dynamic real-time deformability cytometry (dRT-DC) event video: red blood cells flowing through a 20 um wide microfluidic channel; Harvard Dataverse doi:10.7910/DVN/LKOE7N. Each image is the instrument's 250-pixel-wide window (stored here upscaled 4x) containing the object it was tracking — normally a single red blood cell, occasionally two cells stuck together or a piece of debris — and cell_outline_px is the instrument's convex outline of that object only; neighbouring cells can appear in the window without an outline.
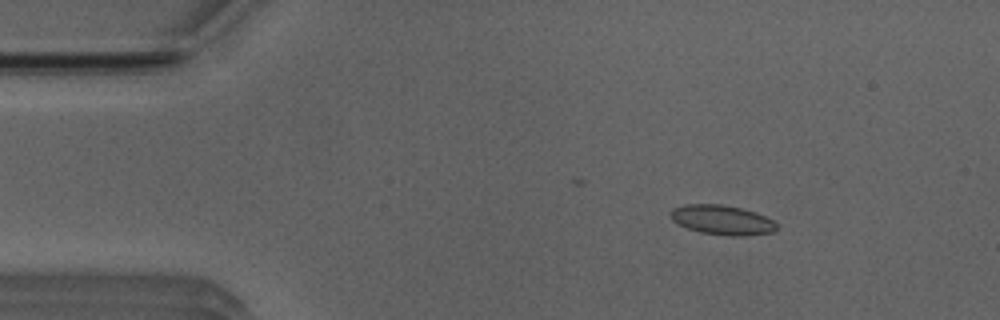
{"species": "Egyptian fruit bat (a non-hibernating species)", "species_latin": "Rousettus aegyptiacus", "temperature_condition": "room temperature", "stored_images_in_passage": 29, "camera_frame_rate_fps": 3000, "um_per_image_px": 0.085, "animal": {"sex": "male"}, "frame": {"image": 1, "passage_image": 1, "time_ms": 0.0, "image_size_px": [1000, 320], "cell_outline_px": [[776, 228], [772, 232], [740, 236], [732, 236], [700, 232], [688, 228], [672, 220], [668, 212], [672, 208], [688, 204], [720, 204], [740, 208], [756, 212], [772, 220], [776, 224]], "centroid_in_image_um": [61.34, 18.68], "position_along_channel_um": 23.7, "area_um2": 18.09}}
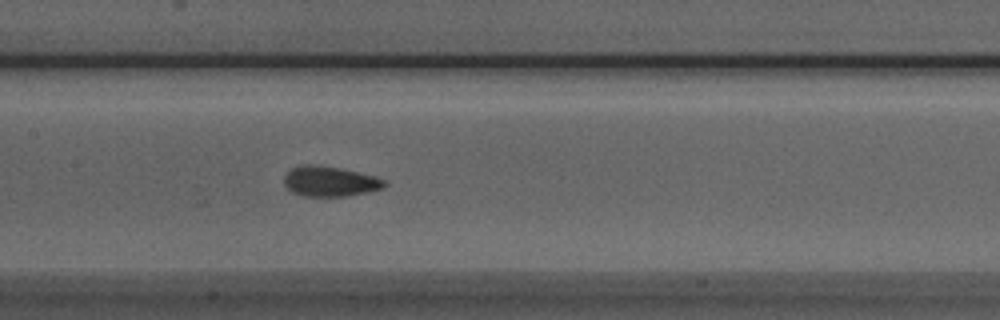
{"frame": {"image": 2, "passage_image": 18, "time_ms": 5.667, "image_size_px": [1000, 320], "cell_outline_px": [[388, 184], [384, 188], [368, 192], [348, 196], [304, 196], [292, 192], [284, 184], [284, 176], [292, 168], [304, 164], [308, 164], [336, 168], [376, 176], [384, 180]], "centroid_in_image_um": [28.06, 15.43], "position_along_channel_um": 179.3, "area_um2": 17.46}}
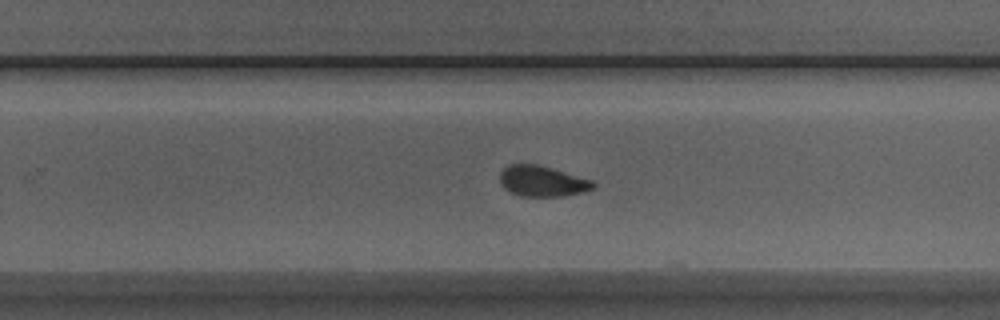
{"frame": {"image": 3, "passage_image": 26, "time_ms": 8.333, "image_size_px": [1000, 320], "cell_outline_px": [[596, 184], [592, 188], [580, 192], [564, 196], [520, 196], [504, 188], [500, 184], [500, 172], [508, 164], [536, 164], [552, 168], [592, 180]], "centroid_in_image_um": [46.05, 15.39], "position_along_channel_um": 283.7, "area_um2": 16.53}}